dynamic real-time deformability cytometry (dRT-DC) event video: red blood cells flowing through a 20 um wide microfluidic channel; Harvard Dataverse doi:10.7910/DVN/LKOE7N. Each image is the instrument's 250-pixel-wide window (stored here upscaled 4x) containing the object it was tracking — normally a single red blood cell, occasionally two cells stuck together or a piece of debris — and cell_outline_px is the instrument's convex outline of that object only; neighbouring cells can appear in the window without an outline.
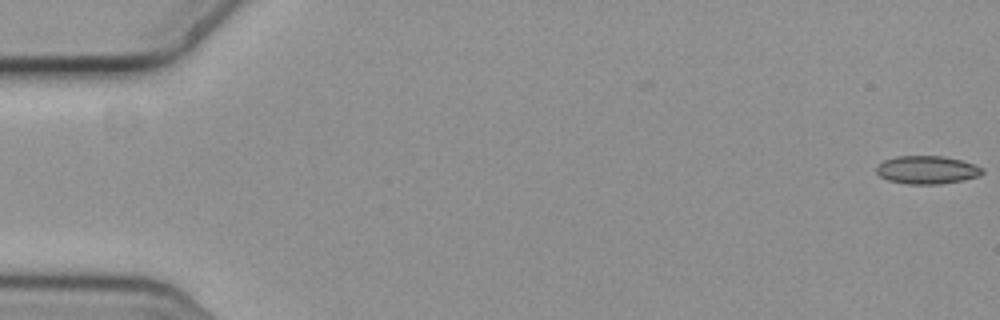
{"species": "common noctule bat (a hibernating species)", "species_latin": "Nyctalus noctula", "temperature_condition": "cold", "stored_images_in_passage": 5, "camera_frame_rate_fps": 3000, "um_per_image_px": 0.085, "animal": {"sex": "female", "body_mass_g": 19.3, "forearm_length_mm": 54.1}, "frame": {"image": 1, "passage_image": 1, "time_ms": 0.0, "image_size_px": [1000, 320], "cell_outline_px": [[984, 172], [980, 176], [940, 184], [908, 184], [888, 180], [880, 176], [876, 172], [876, 168], [884, 160], [896, 156], [944, 156], [960, 160], [984, 168]], "centroid_in_image_um": [78.79, 14.44], "position_along_channel_um": 6.2, "area_um2": 17.22}}